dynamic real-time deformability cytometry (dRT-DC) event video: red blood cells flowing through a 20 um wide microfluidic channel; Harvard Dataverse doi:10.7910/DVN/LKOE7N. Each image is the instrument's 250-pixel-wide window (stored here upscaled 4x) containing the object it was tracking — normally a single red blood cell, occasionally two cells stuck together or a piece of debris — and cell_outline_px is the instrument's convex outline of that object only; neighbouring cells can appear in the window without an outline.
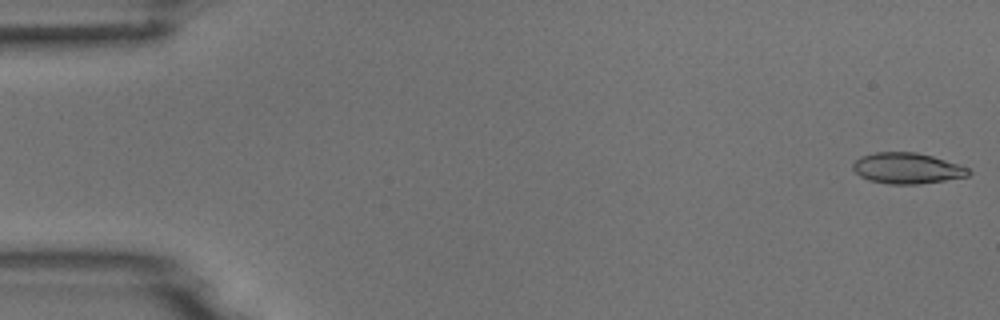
{"species": "common noctule bat (a hibernating species)", "species_latin": "Nyctalus noctula", "temperature_condition": "room temperature", "stored_images_in_passage": 53, "camera_frame_rate_fps": 3000, "um_per_image_px": 0.085, "animal": {"sex": "male", "body_mass_g": 18.8}, "frame": {"image": 1, "passage_image": 1, "time_ms": 0.0, "image_size_px": [1000, 320], "cell_outline_px": [[972, 172], [968, 176], [920, 184], [888, 184], [868, 180], [860, 176], [852, 168], [852, 164], [860, 156], [876, 152], [916, 152], [932, 156], [968, 168]], "centroid_in_image_um": [77.07, 14.3], "position_along_channel_um": 7.9, "area_um2": 20.69}}
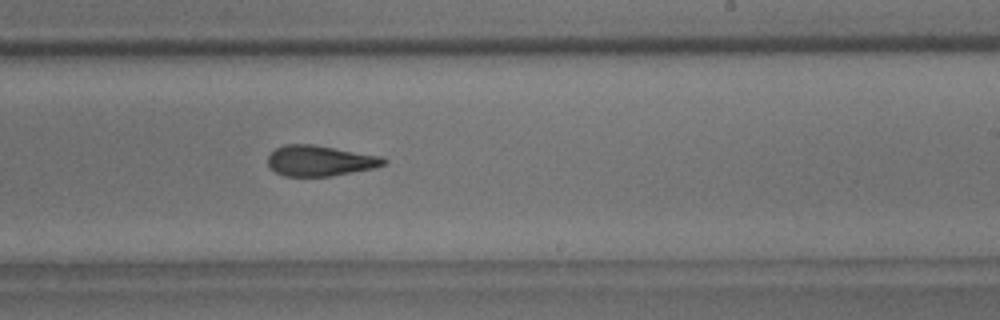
{"frame": {"image": 2, "passage_image": 32, "time_ms": 10.333, "image_size_px": [1000, 320], "cell_outline_px": [[388, 160], [384, 164], [376, 168], [332, 176], [284, 176], [268, 168], [268, 156], [276, 148], [284, 144], [312, 144], [384, 156]], "centroid_in_image_um": [27.22, 13.66], "position_along_channel_um": 261.8, "area_um2": 20.92}}
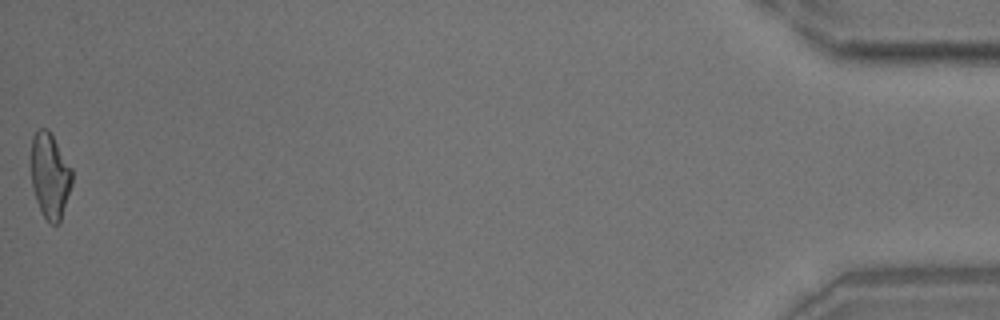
{"frame": {"image": 3, "passage_image": 53, "time_ms": 17.333, "image_size_px": [1000, 320], "cell_outline_px": [[72, 184], [60, 220], [56, 224], [48, 224], [36, 200], [32, 188], [28, 156], [32, 136], [40, 128], [48, 128], [72, 168]], "centroid_in_image_um": [4.19, 14.88], "position_along_channel_um": 431.0, "area_um2": 20.92}}